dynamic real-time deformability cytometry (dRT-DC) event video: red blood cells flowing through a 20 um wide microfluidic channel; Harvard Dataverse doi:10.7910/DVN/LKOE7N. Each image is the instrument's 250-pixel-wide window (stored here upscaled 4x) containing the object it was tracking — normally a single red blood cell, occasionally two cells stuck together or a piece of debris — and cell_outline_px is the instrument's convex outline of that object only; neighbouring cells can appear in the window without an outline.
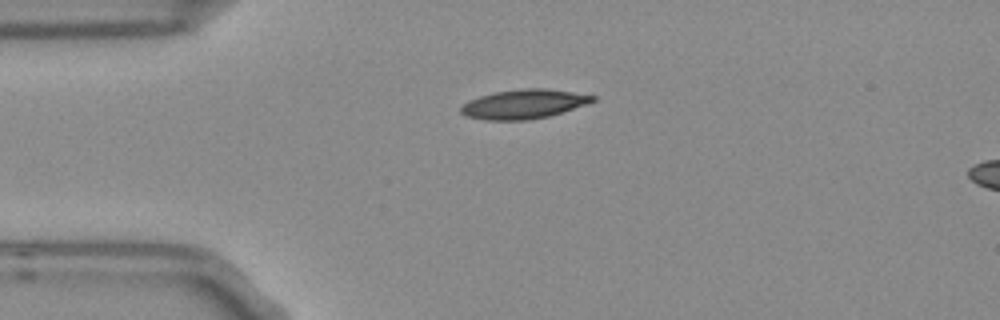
{"species": "Egyptian fruit bat (a non-hibernating species)", "species_latin": "Rousettus aegyptiacus", "temperature_condition": "room temperature", "stored_images_in_passage": 3, "segment_of_instrument_passage": [1, 2], "camera_frame_rate_fps": 3000, "um_per_image_px": 0.085, "frame": {"image": 1, "passage_image": 1, "time_ms": 0.0, "image_size_px": [1000, 320], "cell_outline_px": [[596, 100], [548, 116], [528, 120], [484, 120], [468, 116], [460, 112], [460, 108], [468, 100], [480, 96], [496, 92], [520, 88], [548, 88], [596, 96]], "centroid_in_image_um": [44.49, 8.84], "position_along_channel_um": 40.5, "area_um2": 22.2}}